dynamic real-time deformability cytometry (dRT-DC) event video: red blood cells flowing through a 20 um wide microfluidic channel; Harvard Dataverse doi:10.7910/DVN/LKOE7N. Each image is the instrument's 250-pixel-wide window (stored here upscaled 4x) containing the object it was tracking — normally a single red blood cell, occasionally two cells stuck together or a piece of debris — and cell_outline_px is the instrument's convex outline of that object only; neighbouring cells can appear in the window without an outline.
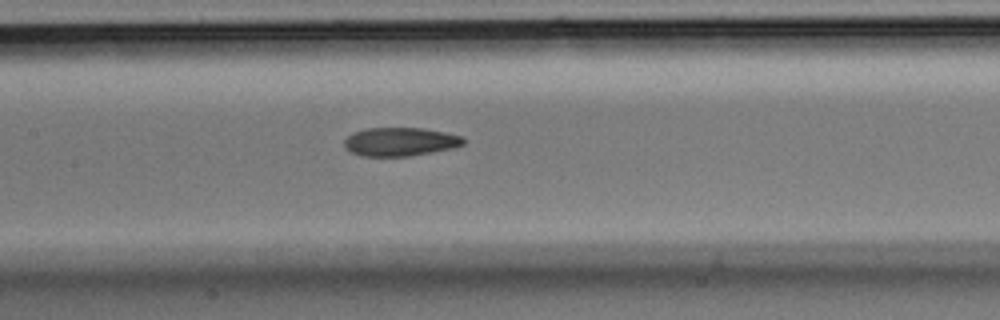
{"species": "Egyptian fruit bat (a non-hibernating species)", "species_latin": "Rousettus aegyptiacus", "temperature_condition": "room temperature", "stored_images_in_passage": 23, "camera_frame_rate_fps": 3000, "um_per_image_px": 0.085, "animal": {"sex": "male"}, "frame": {"image": 1, "passage_image": 10, "time_ms": 3.0, "image_size_px": [1000, 320], "cell_outline_px": [[464, 144], [456, 148], [408, 156], [360, 156], [344, 148], [344, 140], [352, 132], [364, 128], [420, 128], [444, 132], [460, 136], [464, 140]], "centroid_in_image_um": [33.98, 12.05], "position_along_channel_um": 173.4, "area_um2": 19.88}}
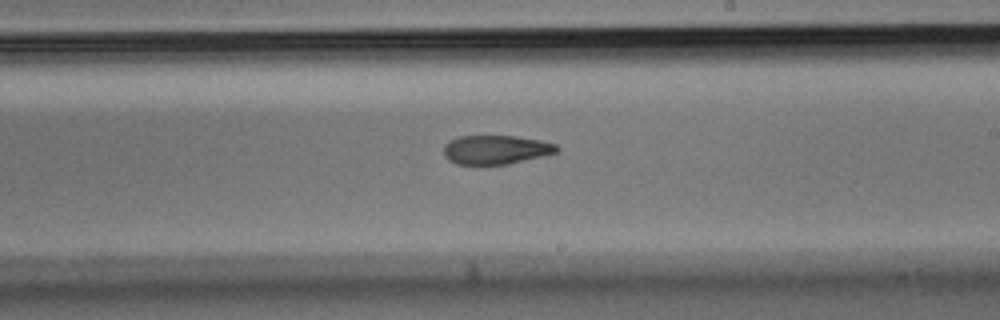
{"frame": {"image": 2, "passage_image": 14, "time_ms": 4.333, "image_size_px": [1000, 320], "cell_outline_px": [[560, 148], [556, 152], [508, 164], [456, 164], [448, 160], [444, 156], [444, 144], [448, 140], [456, 136], [512, 136], [540, 140], [556, 144]], "centroid_in_image_um": [42.09, 12.71], "position_along_channel_um": 246.9, "area_um2": 19.02}}
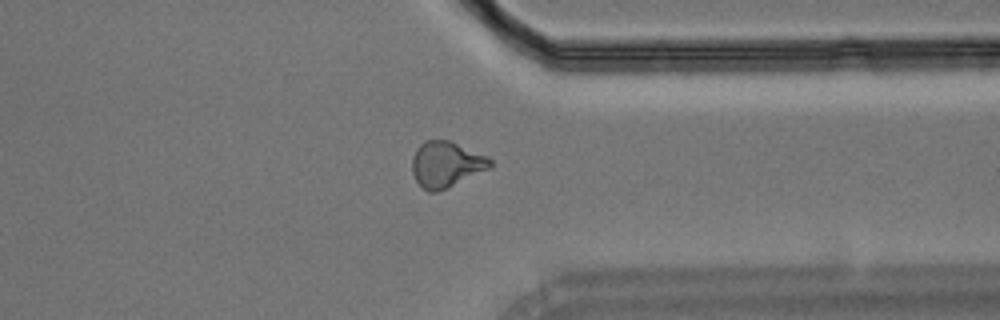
{"frame": {"image": 3, "passage_image": 21, "time_ms": 6.667, "image_size_px": [1000, 320], "cell_outline_px": [[492, 168], [436, 192], [428, 192], [416, 180], [412, 172], [412, 156], [416, 148], [424, 140], [448, 140], [488, 156], [492, 160]], "centroid_in_image_um": [37.93, 13.95], "position_along_channel_um": 373.5, "area_um2": 20.81}}